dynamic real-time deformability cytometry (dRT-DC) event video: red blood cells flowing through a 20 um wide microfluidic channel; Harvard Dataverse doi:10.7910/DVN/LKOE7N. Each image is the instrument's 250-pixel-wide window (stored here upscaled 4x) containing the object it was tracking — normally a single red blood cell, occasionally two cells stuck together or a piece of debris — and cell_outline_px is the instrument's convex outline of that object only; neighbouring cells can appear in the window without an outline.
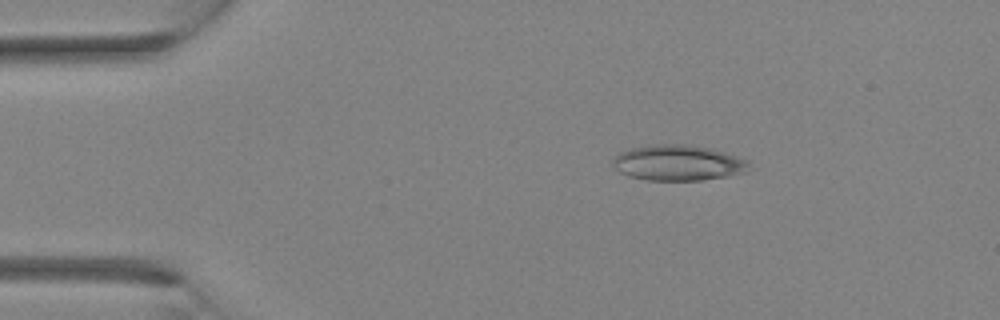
{"species": "Egyptian fruit bat (a non-hibernating species)", "species_latin": "Rousettus aegyptiacus", "temperature_condition": "room temperature", "stored_images_in_passage": 2, "camera_frame_rate_fps": 3000, "um_per_image_px": 0.085, "animal": {"sex": "female"}, "frame": {"image": 1, "passage_image": 2, "time_ms": 0.333, "image_size_px": [1000, 320], "cell_outline_px": [[748, 172], [700, 180], [648, 180], [628, 176], [620, 172], [612, 164], [612, 160], [620, 152], [632, 148], [656, 144], [684, 144], [712, 148], [748, 160]], "centroid_in_image_um": [57.63, 13.83], "position_along_channel_um": 27.4, "area_um2": 28.09}}